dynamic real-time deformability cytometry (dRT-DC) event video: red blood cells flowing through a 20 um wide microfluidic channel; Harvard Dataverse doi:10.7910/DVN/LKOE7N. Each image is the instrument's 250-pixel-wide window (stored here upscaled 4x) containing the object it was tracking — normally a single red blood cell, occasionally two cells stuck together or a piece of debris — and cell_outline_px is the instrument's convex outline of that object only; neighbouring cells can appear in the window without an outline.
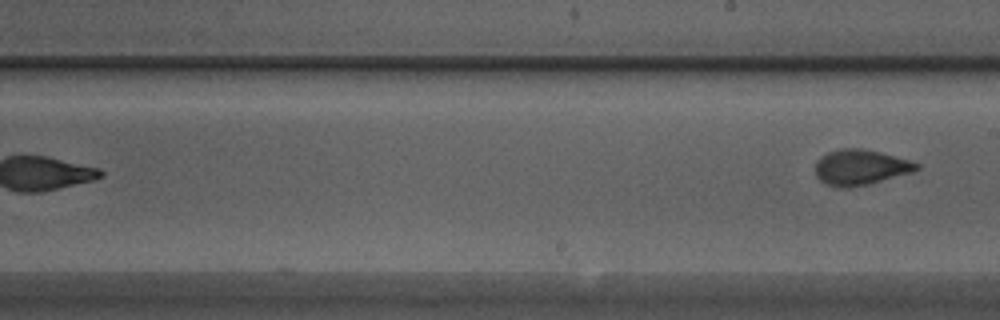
{"species": "Egyptian fruit bat (a non-hibernating species)", "species_latin": "Rousettus aegyptiacus", "temperature_condition": "warm", "stored_images_in_passage": 28, "segment_of_instrument_passage": [2, 2], "camera_frame_rate_fps": 3000, "um_per_image_px": 0.085, "animal": {"sex": "male"}, "frame": {"image": 1, "passage_image": 28, "time_ms": 9.0, "image_size_px": [1000, 320], "cell_outline_px": [[920, 168], [912, 172], [868, 184], [844, 188], [840, 188], [824, 184], [816, 176], [816, 160], [820, 156], [828, 152], [840, 148], [860, 148], [880, 152], [908, 160], [920, 164]], "centroid_in_image_um": [73.1, 14.22], "position_along_channel_um": 215.9, "area_um2": 20.87}}